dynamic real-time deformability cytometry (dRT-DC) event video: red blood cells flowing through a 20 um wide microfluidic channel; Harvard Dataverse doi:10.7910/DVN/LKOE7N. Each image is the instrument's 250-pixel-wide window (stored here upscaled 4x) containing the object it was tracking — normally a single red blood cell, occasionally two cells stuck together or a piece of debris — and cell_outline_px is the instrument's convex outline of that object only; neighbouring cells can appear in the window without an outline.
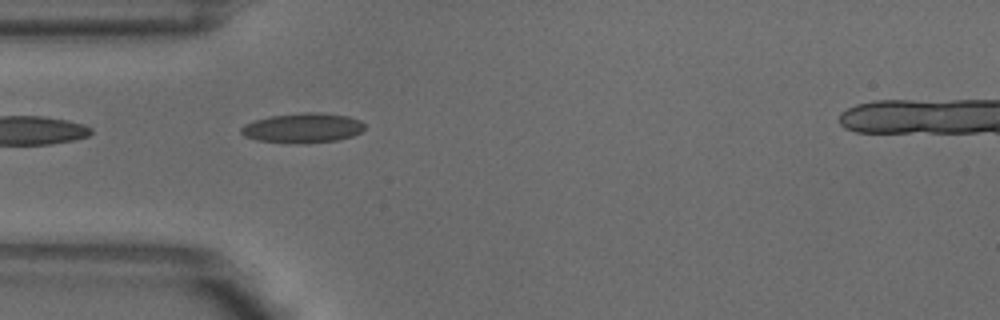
{"species": "common noctule bat (a hibernating species)", "species_latin": "Nyctalus noctula", "temperature_condition": "warm", "stored_images_in_passage": 4, "camera_frame_rate_fps": 3000, "um_per_image_px": 0.085, "animal": {"sex": "male", "body_mass_g": 18.8}, "frame": {"image": 1, "passage_image": 4, "time_ms": 1.0, "image_size_px": [1000, 320], "cell_outline_px": [[364, 128], [360, 132], [352, 136], [336, 140], [304, 144], [288, 144], [256, 140], [244, 136], [240, 132], [240, 128], [244, 124], [268, 116], [300, 112], [320, 112], [348, 116], [360, 120], [364, 124]], "centroid_in_image_um": [25.7, 10.88], "position_along_channel_um": 59.3, "area_um2": 21.79}}